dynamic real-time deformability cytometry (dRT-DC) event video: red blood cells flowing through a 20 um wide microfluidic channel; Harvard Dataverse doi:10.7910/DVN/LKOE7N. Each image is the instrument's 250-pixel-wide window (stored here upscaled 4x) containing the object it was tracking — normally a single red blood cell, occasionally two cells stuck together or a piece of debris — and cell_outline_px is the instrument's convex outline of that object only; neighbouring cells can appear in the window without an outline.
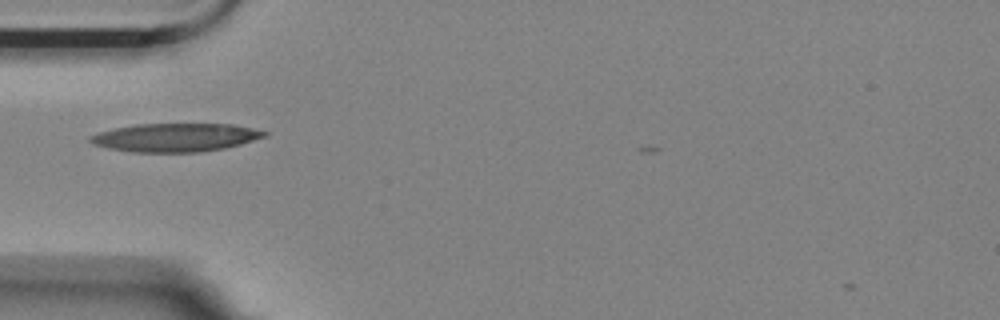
{"species": "Egyptian fruit bat (a non-hibernating species)", "species_latin": "Rousettus aegyptiacus", "temperature_condition": "room temperature", "stored_images_in_passage": 37, "camera_frame_rate_fps": 3000, "um_per_image_px": 0.085, "animal": {"sex": "female"}, "frame": {"image": 1, "passage_image": 3, "time_ms": 0.667, "image_size_px": [1000, 320], "cell_outline_px": [[268, 136], [240, 144], [224, 148], [200, 152], [132, 152], [108, 148], [92, 144], [88, 140], [88, 136], [100, 132], [116, 128], [136, 124], [232, 124], [252, 128], [268, 132]], "centroid_in_image_um": [14.9, 11.69], "position_along_channel_um": 70.1, "area_um2": 28.78}}
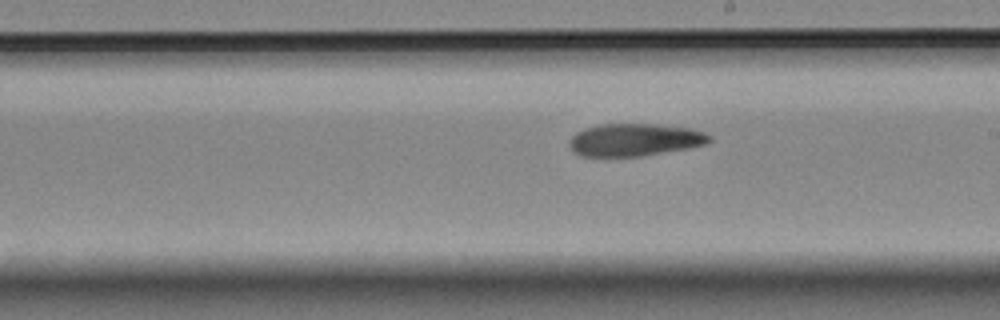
{"frame": {"image": 2, "passage_image": 17, "time_ms": 5.333, "image_size_px": [1000, 320], "cell_outline_px": [[712, 140], [708, 144], [688, 148], [640, 156], [580, 156], [572, 152], [568, 144], [568, 140], [576, 132], [584, 128], [600, 124], [652, 124], [688, 128], [704, 132], [712, 136]], "centroid_in_image_um": [53.92, 11.88], "position_along_channel_um": 235.1, "area_um2": 26.65}}
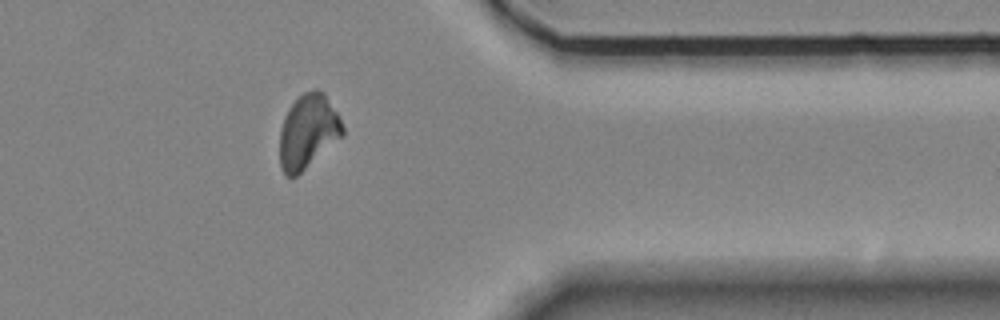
{"frame": {"image": 3, "passage_image": 31, "time_ms": 10.0, "image_size_px": [1000, 320], "cell_outline_px": [[344, 136], [296, 176], [284, 176], [280, 168], [280, 128], [288, 108], [304, 92], [312, 88], [320, 88], [324, 92], [340, 116], [344, 128]], "centroid_in_image_um": [26.2, 11.16], "position_along_channel_um": 385.2, "area_um2": 27.51}, "authors_computed_cell_mechanics": {"area_um2": 26.877, "velocity_mm_per_s": 3.5168, "shape_relaxation_time_tau1_ms": null, "shape_relaxation_time_tau2_ms": 6.7322, "deformation_change_tau1": null, "deformation_change_tau2": 0.1354}}